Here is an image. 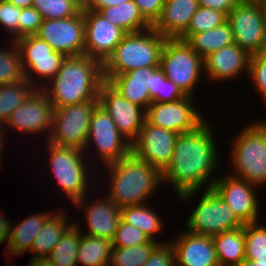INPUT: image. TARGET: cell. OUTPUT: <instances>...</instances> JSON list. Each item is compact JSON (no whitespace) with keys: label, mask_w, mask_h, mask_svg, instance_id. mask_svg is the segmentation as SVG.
Listing matches in <instances>:
<instances>
[{"label":"cell","mask_w":266,"mask_h":266,"mask_svg":"<svg viewBox=\"0 0 266 266\" xmlns=\"http://www.w3.org/2000/svg\"><path fill=\"white\" fill-rule=\"evenodd\" d=\"M210 123L206 119L195 130L179 134L172 160L162 172L163 182L172 183L180 201L192 200L201 187L207 184L205 189H210L216 180L211 177L218 169L219 153Z\"/></svg>","instance_id":"6da1fadb"},{"label":"cell","mask_w":266,"mask_h":266,"mask_svg":"<svg viewBox=\"0 0 266 266\" xmlns=\"http://www.w3.org/2000/svg\"><path fill=\"white\" fill-rule=\"evenodd\" d=\"M103 82V65L99 60L88 55L68 56L56 76L50 82H44L42 90L55 109L98 100Z\"/></svg>","instance_id":"7a4b0ae2"},{"label":"cell","mask_w":266,"mask_h":266,"mask_svg":"<svg viewBox=\"0 0 266 266\" xmlns=\"http://www.w3.org/2000/svg\"><path fill=\"white\" fill-rule=\"evenodd\" d=\"M106 168L110 172L107 173L110 176L107 195L120 208L148 202L163 182L162 172L157 167L132 152Z\"/></svg>","instance_id":"3957f363"},{"label":"cell","mask_w":266,"mask_h":266,"mask_svg":"<svg viewBox=\"0 0 266 266\" xmlns=\"http://www.w3.org/2000/svg\"><path fill=\"white\" fill-rule=\"evenodd\" d=\"M165 40L153 27L127 33L102 64L104 81L140 67L159 66Z\"/></svg>","instance_id":"277c9868"},{"label":"cell","mask_w":266,"mask_h":266,"mask_svg":"<svg viewBox=\"0 0 266 266\" xmlns=\"http://www.w3.org/2000/svg\"><path fill=\"white\" fill-rule=\"evenodd\" d=\"M244 129V130H243ZM232 143L231 175L257 187L266 184V121L246 125Z\"/></svg>","instance_id":"5b68a950"},{"label":"cell","mask_w":266,"mask_h":266,"mask_svg":"<svg viewBox=\"0 0 266 266\" xmlns=\"http://www.w3.org/2000/svg\"><path fill=\"white\" fill-rule=\"evenodd\" d=\"M159 67L185 95L194 97L193 92L204 73V62L185 40L166 38Z\"/></svg>","instance_id":"8992f818"},{"label":"cell","mask_w":266,"mask_h":266,"mask_svg":"<svg viewBox=\"0 0 266 266\" xmlns=\"http://www.w3.org/2000/svg\"><path fill=\"white\" fill-rule=\"evenodd\" d=\"M49 150V162L54 179L59 183V189L64 191L72 203L88 195L87 190L90 169L85 153L76 147H65L46 142ZM87 165V166H86ZM88 167V168H87ZM89 169V170H88ZM89 171V172H88ZM89 173V174H87ZM88 182V183H87Z\"/></svg>","instance_id":"52a82bcc"},{"label":"cell","mask_w":266,"mask_h":266,"mask_svg":"<svg viewBox=\"0 0 266 266\" xmlns=\"http://www.w3.org/2000/svg\"><path fill=\"white\" fill-rule=\"evenodd\" d=\"M98 100L55 108L48 142L83 150L89 133L91 114Z\"/></svg>","instance_id":"ba28073f"},{"label":"cell","mask_w":266,"mask_h":266,"mask_svg":"<svg viewBox=\"0 0 266 266\" xmlns=\"http://www.w3.org/2000/svg\"><path fill=\"white\" fill-rule=\"evenodd\" d=\"M195 210L187 218L186 230L200 235L214 236L224 231L244 227L231 208L212 189H204Z\"/></svg>","instance_id":"9c48e42d"},{"label":"cell","mask_w":266,"mask_h":266,"mask_svg":"<svg viewBox=\"0 0 266 266\" xmlns=\"http://www.w3.org/2000/svg\"><path fill=\"white\" fill-rule=\"evenodd\" d=\"M234 42L250 56L266 50V24L258 1L240 0L227 15Z\"/></svg>","instance_id":"30bf717a"},{"label":"cell","mask_w":266,"mask_h":266,"mask_svg":"<svg viewBox=\"0 0 266 266\" xmlns=\"http://www.w3.org/2000/svg\"><path fill=\"white\" fill-rule=\"evenodd\" d=\"M15 42L20 50L25 79L36 89H42L44 83L43 81L39 82L38 79H47V82L51 81L61 68L66 56L63 53L54 51L46 41L37 35H27L17 39ZM33 73L35 77H38L37 79L32 77Z\"/></svg>","instance_id":"8fae6325"},{"label":"cell","mask_w":266,"mask_h":266,"mask_svg":"<svg viewBox=\"0 0 266 266\" xmlns=\"http://www.w3.org/2000/svg\"><path fill=\"white\" fill-rule=\"evenodd\" d=\"M92 144L105 166L131 153V143L118 131L111 116L99 104L91 114L88 139L83 152L88 154Z\"/></svg>","instance_id":"7c38bea8"},{"label":"cell","mask_w":266,"mask_h":266,"mask_svg":"<svg viewBox=\"0 0 266 266\" xmlns=\"http://www.w3.org/2000/svg\"><path fill=\"white\" fill-rule=\"evenodd\" d=\"M195 105L194 97L187 95L173 102H152L146 110V120L178 134L191 132L206 120Z\"/></svg>","instance_id":"4fadbf2b"},{"label":"cell","mask_w":266,"mask_h":266,"mask_svg":"<svg viewBox=\"0 0 266 266\" xmlns=\"http://www.w3.org/2000/svg\"><path fill=\"white\" fill-rule=\"evenodd\" d=\"M98 104L111 116L118 131L132 144L146 121V110L124 98L107 81L100 86Z\"/></svg>","instance_id":"5bb4252c"},{"label":"cell","mask_w":266,"mask_h":266,"mask_svg":"<svg viewBox=\"0 0 266 266\" xmlns=\"http://www.w3.org/2000/svg\"><path fill=\"white\" fill-rule=\"evenodd\" d=\"M38 37L46 41L54 51L68 56L84 55V10L75 16L61 19H44Z\"/></svg>","instance_id":"9a60e30c"},{"label":"cell","mask_w":266,"mask_h":266,"mask_svg":"<svg viewBox=\"0 0 266 266\" xmlns=\"http://www.w3.org/2000/svg\"><path fill=\"white\" fill-rule=\"evenodd\" d=\"M53 111L47 94L42 89H35L10 115L4 128L12 127L28 135H43L48 132L45 140L48 141L52 130Z\"/></svg>","instance_id":"2e32d148"},{"label":"cell","mask_w":266,"mask_h":266,"mask_svg":"<svg viewBox=\"0 0 266 266\" xmlns=\"http://www.w3.org/2000/svg\"><path fill=\"white\" fill-rule=\"evenodd\" d=\"M179 134L145 121L131 152L139 159L163 172L170 164Z\"/></svg>","instance_id":"e0dca14e"},{"label":"cell","mask_w":266,"mask_h":266,"mask_svg":"<svg viewBox=\"0 0 266 266\" xmlns=\"http://www.w3.org/2000/svg\"><path fill=\"white\" fill-rule=\"evenodd\" d=\"M229 176H219L212 185V189L231 208L243 224L258 221L260 203L256 195V187L246 180Z\"/></svg>","instance_id":"ac0fdd59"},{"label":"cell","mask_w":266,"mask_h":266,"mask_svg":"<svg viewBox=\"0 0 266 266\" xmlns=\"http://www.w3.org/2000/svg\"><path fill=\"white\" fill-rule=\"evenodd\" d=\"M84 25V55L99 60L102 64L127 34L97 11L84 10Z\"/></svg>","instance_id":"d6986e66"},{"label":"cell","mask_w":266,"mask_h":266,"mask_svg":"<svg viewBox=\"0 0 266 266\" xmlns=\"http://www.w3.org/2000/svg\"><path fill=\"white\" fill-rule=\"evenodd\" d=\"M161 74L159 66L140 67L119 74L108 82L127 100L147 110L156 94L158 77Z\"/></svg>","instance_id":"ffe728a7"},{"label":"cell","mask_w":266,"mask_h":266,"mask_svg":"<svg viewBox=\"0 0 266 266\" xmlns=\"http://www.w3.org/2000/svg\"><path fill=\"white\" fill-rule=\"evenodd\" d=\"M250 57L236 43L225 46L203 59L205 75L208 80L220 83L236 79L243 71L249 74Z\"/></svg>","instance_id":"44dd1931"},{"label":"cell","mask_w":266,"mask_h":266,"mask_svg":"<svg viewBox=\"0 0 266 266\" xmlns=\"http://www.w3.org/2000/svg\"><path fill=\"white\" fill-rule=\"evenodd\" d=\"M176 266H219L212 236L185 231L170 241Z\"/></svg>","instance_id":"7402d4cb"},{"label":"cell","mask_w":266,"mask_h":266,"mask_svg":"<svg viewBox=\"0 0 266 266\" xmlns=\"http://www.w3.org/2000/svg\"><path fill=\"white\" fill-rule=\"evenodd\" d=\"M86 197L84 196L73 203L80 210L85 205L83 210L86 216L87 229L89 230L86 234L113 240L121 221V208L108 195L104 198L101 196V199H96V201L94 199L93 202L87 205L85 204L87 202Z\"/></svg>","instance_id":"603a6c76"},{"label":"cell","mask_w":266,"mask_h":266,"mask_svg":"<svg viewBox=\"0 0 266 266\" xmlns=\"http://www.w3.org/2000/svg\"><path fill=\"white\" fill-rule=\"evenodd\" d=\"M198 8V0H165L161 15L152 27L165 38H179Z\"/></svg>","instance_id":"cb8c5ba5"},{"label":"cell","mask_w":266,"mask_h":266,"mask_svg":"<svg viewBox=\"0 0 266 266\" xmlns=\"http://www.w3.org/2000/svg\"><path fill=\"white\" fill-rule=\"evenodd\" d=\"M50 212H40L30 215L15 226L10 224L9 239L5 246V254L19 256L26 251L31 252L35 236L42 228L44 222L51 215Z\"/></svg>","instance_id":"d4e9b609"},{"label":"cell","mask_w":266,"mask_h":266,"mask_svg":"<svg viewBox=\"0 0 266 266\" xmlns=\"http://www.w3.org/2000/svg\"><path fill=\"white\" fill-rule=\"evenodd\" d=\"M66 211H56L57 213H52L44 222L32 244L31 252L35 253L32 259L48 257L65 231L73 224L68 223Z\"/></svg>","instance_id":"484cf974"},{"label":"cell","mask_w":266,"mask_h":266,"mask_svg":"<svg viewBox=\"0 0 266 266\" xmlns=\"http://www.w3.org/2000/svg\"><path fill=\"white\" fill-rule=\"evenodd\" d=\"M219 266H238L245 259L244 227L212 236Z\"/></svg>","instance_id":"4316f807"},{"label":"cell","mask_w":266,"mask_h":266,"mask_svg":"<svg viewBox=\"0 0 266 266\" xmlns=\"http://www.w3.org/2000/svg\"><path fill=\"white\" fill-rule=\"evenodd\" d=\"M106 19L125 30L127 33L140 32L152 25L143 17L134 0L117 6H110L99 11Z\"/></svg>","instance_id":"83f0119b"},{"label":"cell","mask_w":266,"mask_h":266,"mask_svg":"<svg viewBox=\"0 0 266 266\" xmlns=\"http://www.w3.org/2000/svg\"><path fill=\"white\" fill-rule=\"evenodd\" d=\"M112 240L81 233L77 252V264L84 266H109L111 261Z\"/></svg>","instance_id":"f1b7e54d"},{"label":"cell","mask_w":266,"mask_h":266,"mask_svg":"<svg viewBox=\"0 0 266 266\" xmlns=\"http://www.w3.org/2000/svg\"><path fill=\"white\" fill-rule=\"evenodd\" d=\"M186 42L203 59L214 51L235 43L233 32L228 22L211 30L193 34Z\"/></svg>","instance_id":"f546056e"},{"label":"cell","mask_w":266,"mask_h":266,"mask_svg":"<svg viewBox=\"0 0 266 266\" xmlns=\"http://www.w3.org/2000/svg\"><path fill=\"white\" fill-rule=\"evenodd\" d=\"M160 218L155 210L147 207L146 203L121 208V220L124 223L135 226L156 242L159 241L155 234H159L163 227V220Z\"/></svg>","instance_id":"4dcf8cb0"},{"label":"cell","mask_w":266,"mask_h":266,"mask_svg":"<svg viewBox=\"0 0 266 266\" xmlns=\"http://www.w3.org/2000/svg\"><path fill=\"white\" fill-rule=\"evenodd\" d=\"M80 228L79 223L73 222L51 251L48 259L55 266H79L76 258L81 241Z\"/></svg>","instance_id":"1f68e13d"},{"label":"cell","mask_w":266,"mask_h":266,"mask_svg":"<svg viewBox=\"0 0 266 266\" xmlns=\"http://www.w3.org/2000/svg\"><path fill=\"white\" fill-rule=\"evenodd\" d=\"M35 89L26 79L17 83L0 85L1 126L5 125L10 115L23 104Z\"/></svg>","instance_id":"d6a6232c"},{"label":"cell","mask_w":266,"mask_h":266,"mask_svg":"<svg viewBox=\"0 0 266 266\" xmlns=\"http://www.w3.org/2000/svg\"><path fill=\"white\" fill-rule=\"evenodd\" d=\"M10 42L11 49L0 50V85L25 80L20 50L15 41Z\"/></svg>","instance_id":"836d02e7"},{"label":"cell","mask_w":266,"mask_h":266,"mask_svg":"<svg viewBox=\"0 0 266 266\" xmlns=\"http://www.w3.org/2000/svg\"><path fill=\"white\" fill-rule=\"evenodd\" d=\"M158 243L153 240L139 246L113 247L109 266H142Z\"/></svg>","instance_id":"e575fe53"},{"label":"cell","mask_w":266,"mask_h":266,"mask_svg":"<svg viewBox=\"0 0 266 266\" xmlns=\"http://www.w3.org/2000/svg\"><path fill=\"white\" fill-rule=\"evenodd\" d=\"M34 7L44 19H61L77 15L83 8L78 0H33Z\"/></svg>","instance_id":"d590c367"},{"label":"cell","mask_w":266,"mask_h":266,"mask_svg":"<svg viewBox=\"0 0 266 266\" xmlns=\"http://www.w3.org/2000/svg\"><path fill=\"white\" fill-rule=\"evenodd\" d=\"M227 22V15L212 9L199 6L192 17L188 29L179 37L187 40L191 35L211 30Z\"/></svg>","instance_id":"8d00e7d4"},{"label":"cell","mask_w":266,"mask_h":266,"mask_svg":"<svg viewBox=\"0 0 266 266\" xmlns=\"http://www.w3.org/2000/svg\"><path fill=\"white\" fill-rule=\"evenodd\" d=\"M245 259L255 260V256L266 255V225L258 221L244 224Z\"/></svg>","instance_id":"74e56055"},{"label":"cell","mask_w":266,"mask_h":266,"mask_svg":"<svg viewBox=\"0 0 266 266\" xmlns=\"http://www.w3.org/2000/svg\"><path fill=\"white\" fill-rule=\"evenodd\" d=\"M152 241L143 231L121 220L112 243L113 247H132Z\"/></svg>","instance_id":"f35d334b"},{"label":"cell","mask_w":266,"mask_h":266,"mask_svg":"<svg viewBox=\"0 0 266 266\" xmlns=\"http://www.w3.org/2000/svg\"><path fill=\"white\" fill-rule=\"evenodd\" d=\"M257 93L263 98L266 105V50L252 55L249 62V74Z\"/></svg>","instance_id":"ab89813d"},{"label":"cell","mask_w":266,"mask_h":266,"mask_svg":"<svg viewBox=\"0 0 266 266\" xmlns=\"http://www.w3.org/2000/svg\"><path fill=\"white\" fill-rule=\"evenodd\" d=\"M22 8L14 6L6 0H0V25L5 29V32L12 34V41L18 39V19Z\"/></svg>","instance_id":"60d3db41"},{"label":"cell","mask_w":266,"mask_h":266,"mask_svg":"<svg viewBox=\"0 0 266 266\" xmlns=\"http://www.w3.org/2000/svg\"><path fill=\"white\" fill-rule=\"evenodd\" d=\"M42 21L41 14L34 7L23 8L18 19V39L27 35H36Z\"/></svg>","instance_id":"b9f144b4"},{"label":"cell","mask_w":266,"mask_h":266,"mask_svg":"<svg viewBox=\"0 0 266 266\" xmlns=\"http://www.w3.org/2000/svg\"><path fill=\"white\" fill-rule=\"evenodd\" d=\"M142 266H176L175 251L170 240L160 241Z\"/></svg>","instance_id":"7bdbcfd3"},{"label":"cell","mask_w":266,"mask_h":266,"mask_svg":"<svg viewBox=\"0 0 266 266\" xmlns=\"http://www.w3.org/2000/svg\"><path fill=\"white\" fill-rule=\"evenodd\" d=\"M186 95L164 74H160L157 81L156 94L153 102H173L184 98Z\"/></svg>","instance_id":"ee69618b"},{"label":"cell","mask_w":266,"mask_h":266,"mask_svg":"<svg viewBox=\"0 0 266 266\" xmlns=\"http://www.w3.org/2000/svg\"><path fill=\"white\" fill-rule=\"evenodd\" d=\"M143 17L153 26L159 19L165 0H134Z\"/></svg>","instance_id":"f6af8a7d"},{"label":"cell","mask_w":266,"mask_h":266,"mask_svg":"<svg viewBox=\"0 0 266 266\" xmlns=\"http://www.w3.org/2000/svg\"><path fill=\"white\" fill-rule=\"evenodd\" d=\"M199 6L212 8L228 15L240 0H198Z\"/></svg>","instance_id":"bcb514c9"},{"label":"cell","mask_w":266,"mask_h":266,"mask_svg":"<svg viewBox=\"0 0 266 266\" xmlns=\"http://www.w3.org/2000/svg\"><path fill=\"white\" fill-rule=\"evenodd\" d=\"M130 0H87L83 5V10L97 11L101 9L117 6Z\"/></svg>","instance_id":"7dc6e473"},{"label":"cell","mask_w":266,"mask_h":266,"mask_svg":"<svg viewBox=\"0 0 266 266\" xmlns=\"http://www.w3.org/2000/svg\"><path fill=\"white\" fill-rule=\"evenodd\" d=\"M11 222L0 212V245L5 242L6 245L9 239V230Z\"/></svg>","instance_id":"c3c4849f"},{"label":"cell","mask_w":266,"mask_h":266,"mask_svg":"<svg viewBox=\"0 0 266 266\" xmlns=\"http://www.w3.org/2000/svg\"><path fill=\"white\" fill-rule=\"evenodd\" d=\"M238 266H266V255L255 256V260L244 259Z\"/></svg>","instance_id":"681fc988"},{"label":"cell","mask_w":266,"mask_h":266,"mask_svg":"<svg viewBox=\"0 0 266 266\" xmlns=\"http://www.w3.org/2000/svg\"><path fill=\"white\" fill-rule=\"evenodd\" d=\"M27 266H55V265L48 259V257H44V258L31 259V261H29V264Z\"/></svg>","instance_id":"f907efd6"},{"label":"cell","mask_w":266,"mask_h":266,"mask_svg":"<svg viewBox=\"0 0 266 266\" xmlns=\"http://www.w3.org/2000/svg\"><path fill=\"white\" fill-rule=\"evenodd\" d=\"M6 131H8V129L0 125V166L2 164L1 162L3 159L1 155H2V152L4 151L3 146L5 145V136L8 133Z\"/></svg>","instance_id":"816d5d0a"},{"label":"cell","mask_w":266,"mask_h":266,"mask_svg":"<svg viewBox=\"0 0 266 266\" xmlns=\"http://www.w3.org/2000/svg\"><path fill=\"white\" fill-rule=\"evenodd\" d=\"M19 8L32 7L33 0H6Z\"/></svg>","instance_id":"f5cc1de1"},{"label":"cell","mask_w":266,"mask_h":266,"mask_svg":"<svg viewBox=\"0 0 266 266\" xmlns=\"http://www.w3.org/2000/svg\"><path fill=\"white\" fill-rule=\"evenodd\" d=\"M260 6L262 8L264 20H265V24H266V4H260Z\"/></svg>","instance_id":"db71d44e"},{"label":"cell","mask_w":266,"mask_h":266,"mask_svg":"<svg viewBox=\"0 0 266 266\" xmlns=\"http://www.w3.org/2000/svg\"><path fill=\"white\" fill-rule=\"evenodd\" d=\"M259 4H266V0H258Z\"/></svg>","instance_id":"11a10c76"},{"label":"cell","mask_w":266,"mask_h":266,"mask_svg":"<svg viewBox=\"0 0 266 266\" xmlns=\"http://www.w3.org/2000/svg\"><path fill=\"white\" fill-rule=\"evenodd\" d=\"M82 5L86 3L87 0H78Z\"/></svg>","instance_id":"9f6ffc18"}]
</instances>
